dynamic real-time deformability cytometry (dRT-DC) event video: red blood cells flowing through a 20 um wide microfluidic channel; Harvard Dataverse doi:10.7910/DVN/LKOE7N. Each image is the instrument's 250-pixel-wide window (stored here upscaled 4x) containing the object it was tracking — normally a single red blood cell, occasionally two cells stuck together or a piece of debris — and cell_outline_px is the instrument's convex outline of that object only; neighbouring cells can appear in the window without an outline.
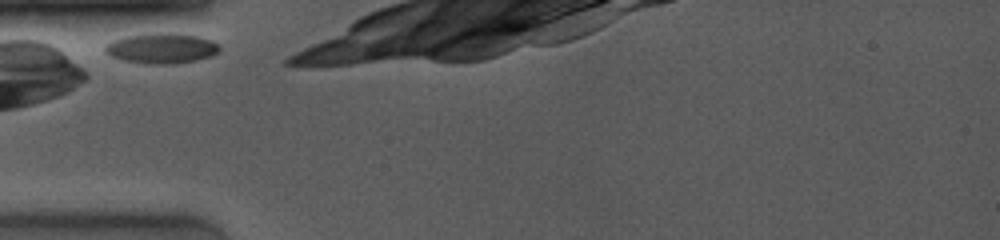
{"species": "common noctule bat (a hibernating species)", "species_latin": "Nyctalus noctula", "temperature_condition": "room temperature", "stored_images_in_passage": 4, "camera_frame_rate_fps": 4000, "um_per_image_px": 0.085, "animal": {"sex": "female", "body_mass_g": 19.0, "forearm_length_mm": 53.3}, "frame": {"image": 1, "passage_image": 1, "time_ms": 0.0, "image_size_px": [1000, 240], "cell_outline_px": [[220, 52], [212, 56], [196, 60], [176, 64], [148, 64], [124, 60], [112, 56], [104, 52], [104, 44], [112, 40], [128, 36], [156, 32], [168, 32], [196, 36], [220, 44]], "centroid_in_image_um": [13.73, 4.1], "position_along_channel_um": 71.3, "area_um2": 20.35}}